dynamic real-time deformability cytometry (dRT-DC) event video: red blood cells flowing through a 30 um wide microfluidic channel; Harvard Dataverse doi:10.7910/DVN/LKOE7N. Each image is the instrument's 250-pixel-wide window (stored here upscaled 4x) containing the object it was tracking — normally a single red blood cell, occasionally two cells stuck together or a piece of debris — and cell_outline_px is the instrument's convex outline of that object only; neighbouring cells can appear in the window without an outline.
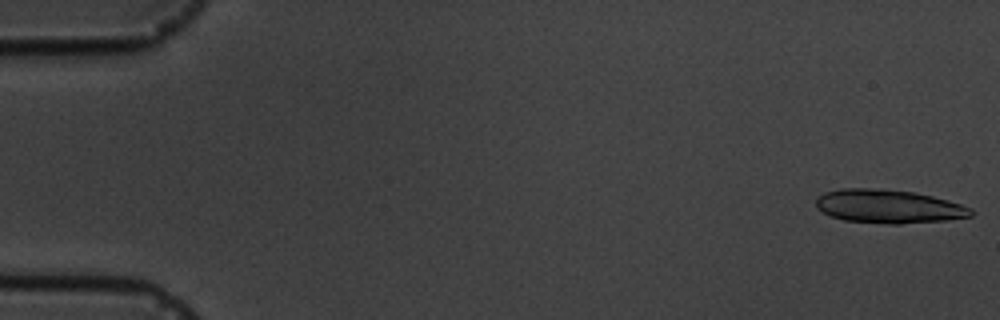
{"species": "common noctule bat (a hibernating species)", "species_latin": "Nyctalus noctula", "temperature_condition": "cold", "stored_images_in_passage": 5, "camera_frame_rate_fps": 3000, "um_per_image_px": 0.085, "animal": {"sex": "male", "body_mass_g": 19.5, "forearm_length_mm": 54.6}, "frame": {"image": 1, "passage_image": 1, "time_ms": 0.0, "image_size_px": [1000, 320], "cell_outline_px": [[972, 216], [948, 220], [900, 224], [888, 224], [844, 220], [832, 216], [816, 208], [816, 200], [824, 192], [840, 188], [880, 188], [916, 192], [948, 200], [972, 208]], "centroid_in_image_um": [75.54, 17.54], "position_along_channel_um": 9.5, "area_um2": 30.46}}
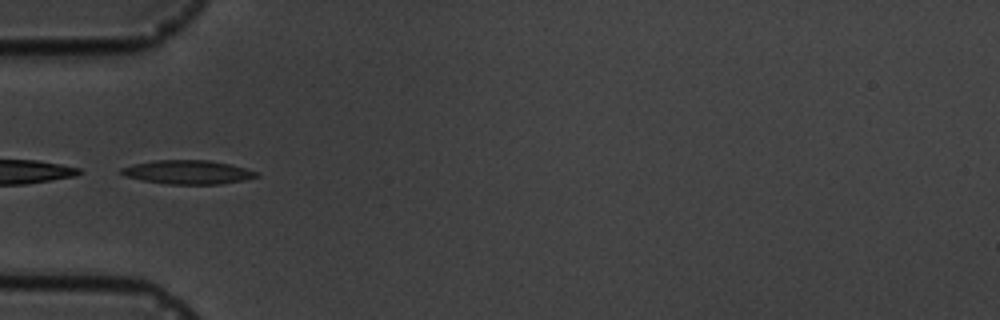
{"frame": {"image": 2, "passage_image": 5, "time_ms": 5.667, "image_size_px": [1000, 320], "cell_outline_px": [[260, 176], [244, 180], [220, 184], [168, 184], [144, 180], [124, 176], [120, 172], [120, 168], [132, 164], [156, 160], [208, 160], [228, 164], [260, 172]], "centroid_in_image_um": [15.97, 14.63], "position_along_channel_um": 69.0, "area_um2": 18.73}}